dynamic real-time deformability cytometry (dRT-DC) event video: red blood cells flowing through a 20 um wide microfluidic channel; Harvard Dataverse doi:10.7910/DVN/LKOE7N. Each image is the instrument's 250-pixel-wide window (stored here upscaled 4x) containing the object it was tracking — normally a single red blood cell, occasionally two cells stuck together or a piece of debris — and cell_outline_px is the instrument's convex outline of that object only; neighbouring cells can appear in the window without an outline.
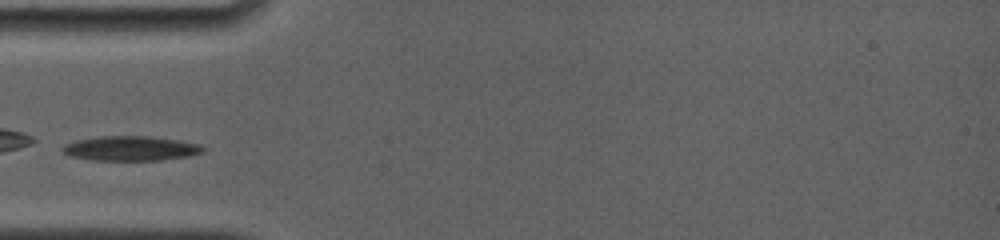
{"species": "common noctule bat (a hibernating species)", "species_latin": "Nyctalus noctula", "temperature_condition": "room temperature", "stored_images_in_passage": 16, "camera_frame_rate_fps": 4000, "um_per_image_px": 0.085, "animal": {"sex": "female", "body_mass_g": 19.0, "forearm_length_mm": 56.7}, "frame": {"image": 1, "passage_image": 1, "time_ms": 0.0, "image_size_px": [1000, 240], "cell_outline_px": [[208, 148], [204, 152], [188, 156], [160, 160], [92, 160], [68, 156], [60, 148], [64, 144], [72, 140], [100, 136], [148, 136], [176, 140], [200, 144]], "centroid_in_image_um": [11.07, 12.61], "position_along_channel_um": 73.9, "area_um2": 20.4}}